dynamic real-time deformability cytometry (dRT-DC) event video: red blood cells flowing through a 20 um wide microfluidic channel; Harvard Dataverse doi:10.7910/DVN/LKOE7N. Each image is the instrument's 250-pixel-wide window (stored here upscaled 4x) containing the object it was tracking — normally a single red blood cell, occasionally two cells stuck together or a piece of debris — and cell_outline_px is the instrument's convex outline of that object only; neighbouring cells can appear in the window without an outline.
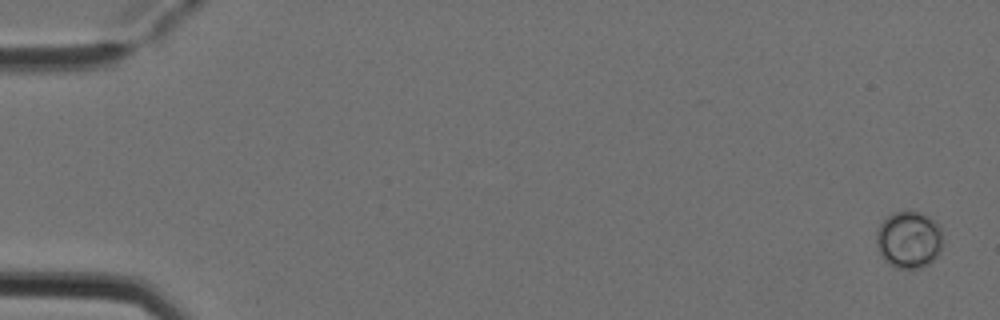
{"species": "Egyptian fruit bat (a non-hibernating species)", "species_latin": "Rousettus aegyptiacus", "temperature_condition": "cold", "stored_images_in_passage": 3, "camera_frame_rate_fps": 3000, "um_per_image_px": 0.085, "animal": {"sex": "female"}, "frame": {"image": 1, "passage_image": 1, "time_ms": 0.0, "image_size_px": [1000, 320], "cell_outline_px": [[940, 252], [928, 264], [920, 268], [896, 268], [888, 264], [880, 256], [876, 244], [876, 232], [880, 224], [892, 212], [916, 212], [932, 220], [940, 228]], "centroid_in_image_um": [77.19, 20.41], "position_along_channel_um": 7.8, "area_um2": 21.68}}
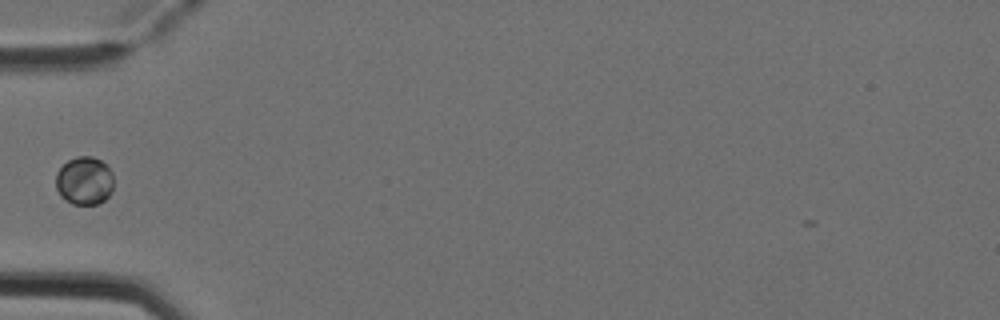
{"frame": {"image": 2, "passage_image": 2, "time_ms": 0.333, "image_size_px": [1000, 320], "cell_outline_px": [[112, 192], [104, 200], [96, 204], [72, 204], [64, 200], [60, 196], [56, 188], [56, 172], [68, 160], [76, 156], [92, 156], [100, 160], [112, 172]], "centroid_in_image_um": [7.15, 15.37], "position_along_channel_um": 77.9, "area_um2": 16.24}}
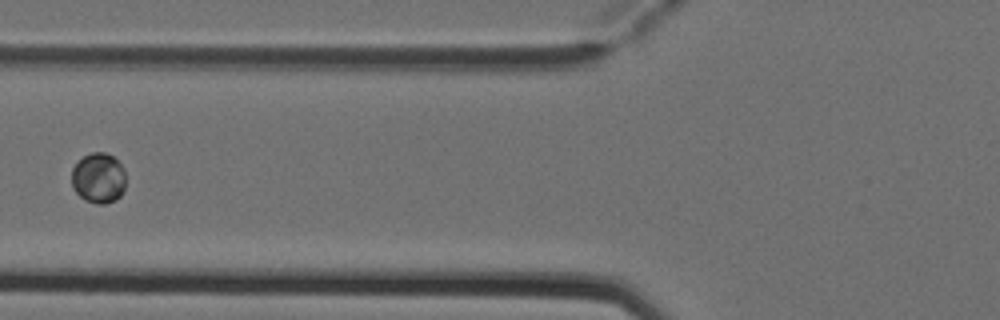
{"frame": {"image": 3, "passage_image": 3, "time_ms": 0.667, "image_size_px": [1000, 320], "cell_outline_px": [[124, 192], [116, 200], [104, 204], [96, 204], [84, 200], [72, 188], [72, 168], [84, 156], [92, 152], [104, 152], [112, 156], [124, 168]], "centroid_in_image_um": [8.37, 15.16], "position_along_channel_um": 117.4, "area_um2": 15.9}}